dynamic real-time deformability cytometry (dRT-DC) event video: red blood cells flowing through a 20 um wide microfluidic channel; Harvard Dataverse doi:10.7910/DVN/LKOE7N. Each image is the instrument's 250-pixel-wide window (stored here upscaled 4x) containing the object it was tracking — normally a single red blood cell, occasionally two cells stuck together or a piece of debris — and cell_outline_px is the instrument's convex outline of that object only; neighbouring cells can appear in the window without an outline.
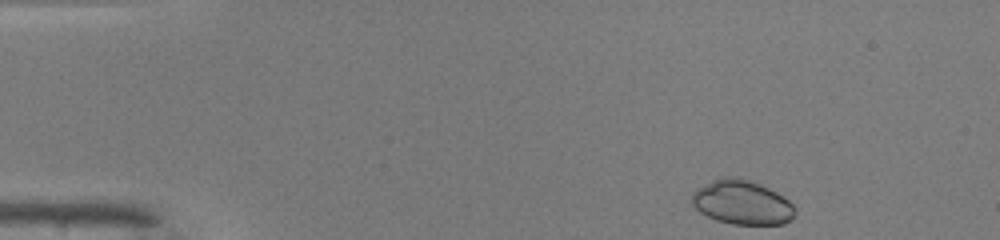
{"species": "common noctule bat (a hibernating species)", "species_latin": "Nyctalus noctula", "temperature_condition": "warm", "stored_images_in_passage": 44, "camera_frame_rate_fps": 3000, "um_per_image_px": 0.085, "animal": {"sex": "male", "body_mass_g": 19.0, "forearm_length_mm": 50.8}, "frame": {"image": 1, "passage_image": 1, "time_ms": 0.0, "image_size_px": [1000, 240], "cell_outline_px": [[796, 212], [784, 224], [732, 224], [716, 220], [700, 212], [692, 204], [692, 192], [696, 188], [712, 180], [724, 176], [736, 176], [760, 184], [776, 192], [788, 200], [796, 208]], "centroid_in_image_um": [63.04, 17.19], "position_along_channel_um": 22.0, "area_um2": 26.53}}
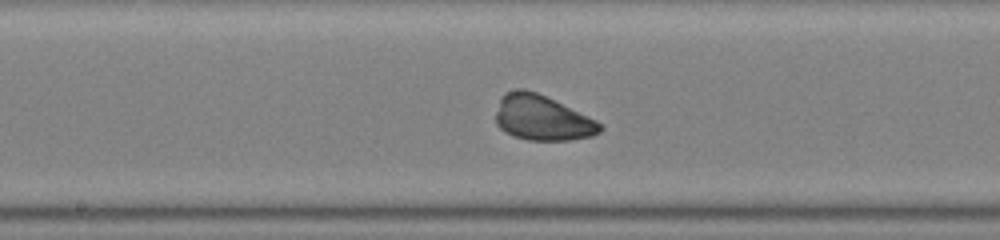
{"frame": {"image": 2, "passage_image": 21, "time_ms": 6.667, "image_size_px": [1000, 240], "cell_outline_px": [[604, 128], [600, 132], [592, 136], [568, 140], [528, 140], [512, 136], [500, 128], [496, 124], [496, 112], [500, 100], [504, 92], [516, 88], [524, 88], [536, 92], [596, 120]], "centroid_in_image_um": [46.05, 10.02], "position_along_channel_um": 202.1, "area_um2": 27.28}}
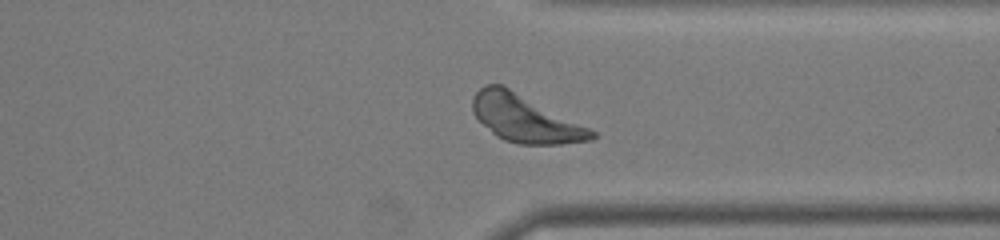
{"frame": {"image": 3, "passage_image": 33, "time_ms": 10.667, "image_size_px": [1000, 240], "cell_outline_px": [[596, 136], [592, 140], [560, 144], [520, 144], [504, 140], [496, 136], [472, 112], [472, 100], [476, 92], [484, 84], [504, 84], [596, 132]], "centroid_in_image_um": [44.61, 10.05], "position_along_channel_um": 366.8, "area_um2": 32.54}, "authors_computed_cell_mechanics": {"area_um2": 28.6399, "velocity_mm_per_s": 4.1065, "shape_relaxation_time_tau1_ms": 1.9253, "shape_relaxation_time_tau2_ms": 2.7244, "deformation_change_tau1": 0.1387, "deformation_change_tau2": 0.0888}}